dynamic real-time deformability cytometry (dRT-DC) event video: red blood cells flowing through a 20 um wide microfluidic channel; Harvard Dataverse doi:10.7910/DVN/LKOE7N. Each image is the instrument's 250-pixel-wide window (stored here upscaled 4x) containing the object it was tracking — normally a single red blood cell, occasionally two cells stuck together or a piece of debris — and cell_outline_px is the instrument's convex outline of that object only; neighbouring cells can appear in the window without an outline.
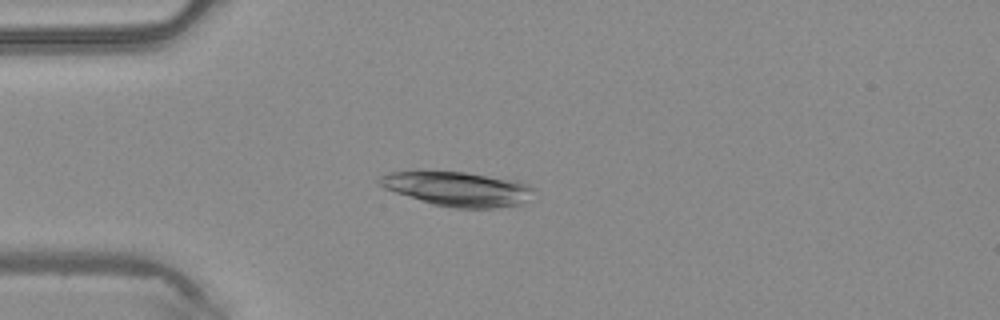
{"species": "common noctule bat (a hibernating species)", "species_latin": "Nyctalus noctula", "temperature_condition": "warm", "stored_images_in_passage": 37, "camera_frame_rate_fps": 3000, "um_per_image_px": 0.085, "animal": {"sex": "male", "body_mass_g": 20.4}, "frame": {"image": 1, "passage_image": 3, "time_ms": 0.667, "image_size_px": [1000, 320], "cell_outline_px": [[536, 188], [524, 204], [496, 208], [456, 208], [432, 204], [384, 188], [376, 184], [376, 180], [380, 176], [388, 172], [416, 168], [464, 172], [516, 180], [528, 184]], "centroid_in_image_um": [38.82, 16.01], "position_along_channel_um": 46.2, "area_um2": 32.02}}
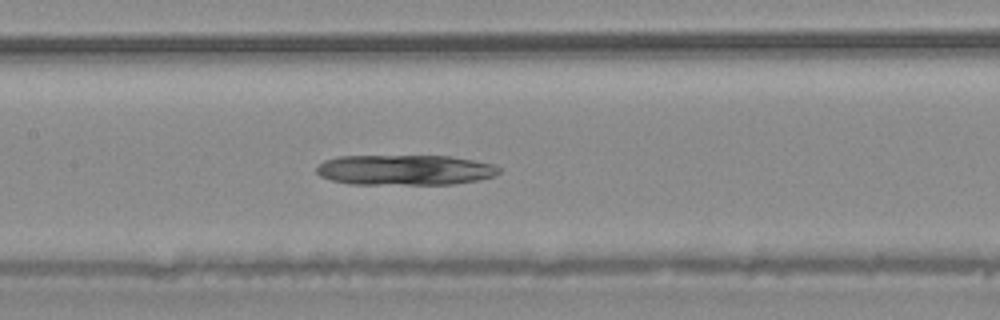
{"frame": {"image": 2, "passage_image": 13, "time_ms": 4.0, "image_size_px": [1000, 320], "cell_outline_px": [[500, 172], [496, 176], [480, 180], [452, 184], [348, 184], [332, 180], [320, 176], [316, 172], [316, 168], [324, 160], [340, 156], [452, 156], [492, 164], [500, 168]], "centroid_in_image_um": [34.43, 14.45], "position_along_channel_um": 173.0, "area_um2": 32.37}}
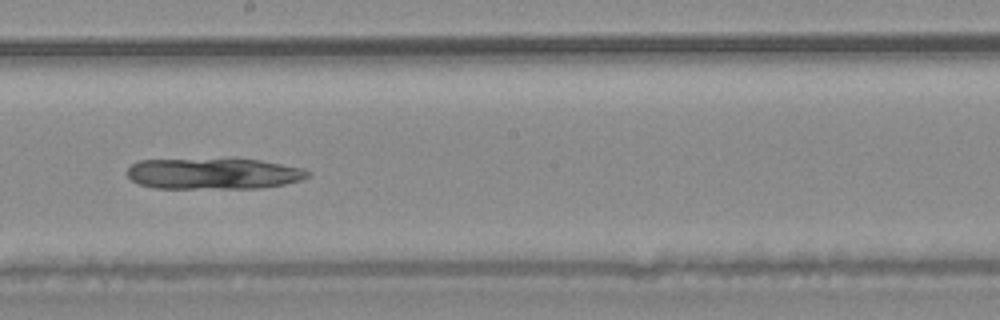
{"frame": {"image": 3, "passage_image": 17, "time_ms": 5.333, "image_size_px": [1000, 320], "cell_outline_px": [[308, 176], [300, 180], [284, 184], [264, 188], [156, 188], [140, 184], [132, 180], [128, 176], [128, 168], [132, 164], [140, 160], [260, 160], [304, 168], [308, 172]], "centroid_in_image_um": [18.16, 14.78], "position_along_channel_um": 230.0, "area_um2": 32.14}}